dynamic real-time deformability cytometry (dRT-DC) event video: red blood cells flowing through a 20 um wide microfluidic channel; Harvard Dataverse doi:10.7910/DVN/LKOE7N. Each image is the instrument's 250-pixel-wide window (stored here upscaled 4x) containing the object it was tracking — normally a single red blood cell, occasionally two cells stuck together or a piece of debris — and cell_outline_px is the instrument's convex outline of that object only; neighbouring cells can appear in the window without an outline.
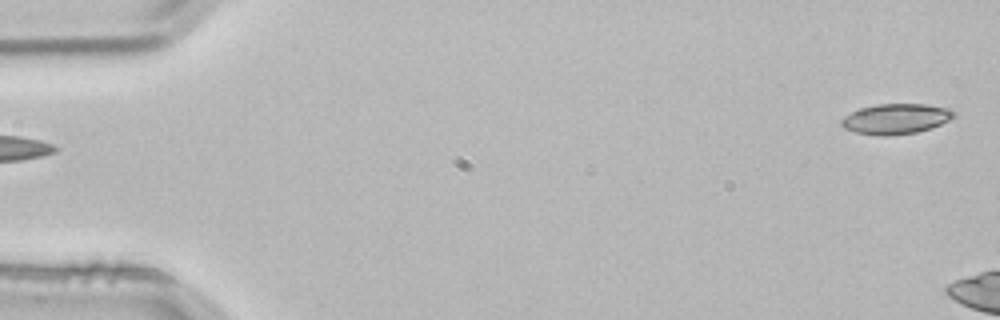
{"species": "common noctule bat (a hibernating species)", "species_latin": "Nyctalus noctula", "temperature_condition": "room temperature", "stored_images_in_passage": 4, "segment_of_instrument_passage": [2, 2], "camera_frame_rate_fps": 3000, "um_per_image_px": 0.085, "animal": {"sex": "male", "body_mass_g": 21.5, "forearm_length_mm": 52.0}, "frame": {"image": 1, "passage_image": 4, "time_ms": 1.0, "image_size_px": [1000, 320], "cell_outline_px": [[956, 116], [940, 124], [916, 132], [884, 136], [856, 132], [844, 128], [840, 124], [840, 120], [844, 116], [860, 108], [876, 104], [924, 104], [948, 108], [956, 112]], "centroid_in_image_um": [76.13, 10.09], "position_along_channel_um": 8.9, "area_um2": 19.65}}